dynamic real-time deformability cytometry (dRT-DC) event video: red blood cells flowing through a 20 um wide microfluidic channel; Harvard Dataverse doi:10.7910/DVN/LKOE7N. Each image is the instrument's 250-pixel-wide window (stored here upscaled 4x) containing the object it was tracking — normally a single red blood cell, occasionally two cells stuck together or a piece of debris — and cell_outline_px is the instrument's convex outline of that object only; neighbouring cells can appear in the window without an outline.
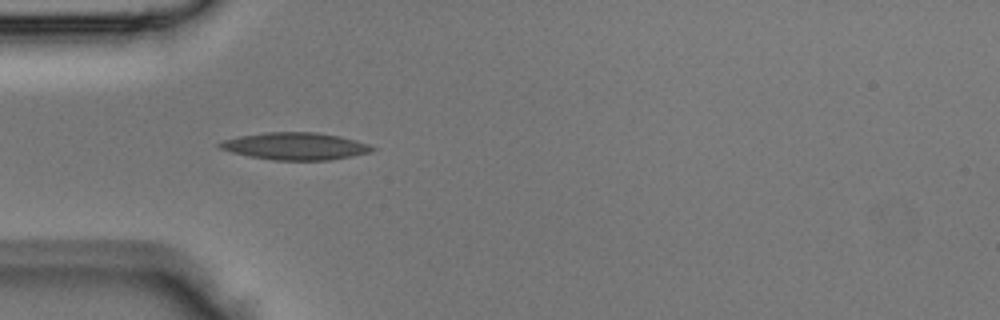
{"species": "Egyptian fruit bat (a non-hibernating species)", "species_latin": "Rousettus aegyptiacus", "temperature_condition": "room temperature", "stored_images_in_passage": 4, "camera_frame_rate_fps": 3000, "um_per_image_px": 0.085, "animal": {"sex": "male"}, "frame": {"image": 1, "passage_image": 3, "time_ms": 0.667, "image_size_px": [1000, 320], "cell_outline_px": [[376, 148], [368, 152], [352, 156], [328, 160], [272, 160], [248, 156], [232, 152], [220, 148], [216, 144], [224, 140], [240, 136], [264, 132], [316, 132], [340, 136], [356, 140], [368, 144]], "centroid_in_image_um": [25.08, 12.42], "position_along_channel_um": 59.9, "area_um2": 24.1}}
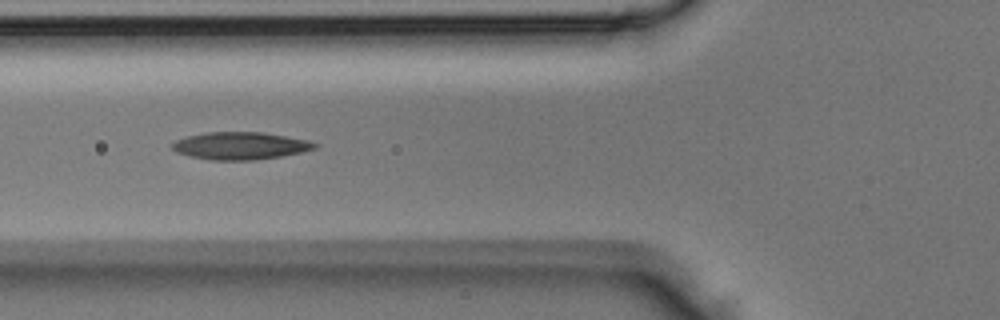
{"frame": {"image": 2, "passage_image": 4, "time_ms": 1.0, "image_size_px": [1000, 320], "cell_outline_px": [[320, 144], [316, 148], [300, 152], [280, 156], [252, 160], [212, 160], [192, 156], [176, 152], [172, 148], [172, 144], [176, 140], [184, 136], [204, 132], [264, 132], [308, 140]], "centroid_in_image_um": [20.42, 12.38], "position_along_channel_um": 105.4, "area_um2": 22.77}}